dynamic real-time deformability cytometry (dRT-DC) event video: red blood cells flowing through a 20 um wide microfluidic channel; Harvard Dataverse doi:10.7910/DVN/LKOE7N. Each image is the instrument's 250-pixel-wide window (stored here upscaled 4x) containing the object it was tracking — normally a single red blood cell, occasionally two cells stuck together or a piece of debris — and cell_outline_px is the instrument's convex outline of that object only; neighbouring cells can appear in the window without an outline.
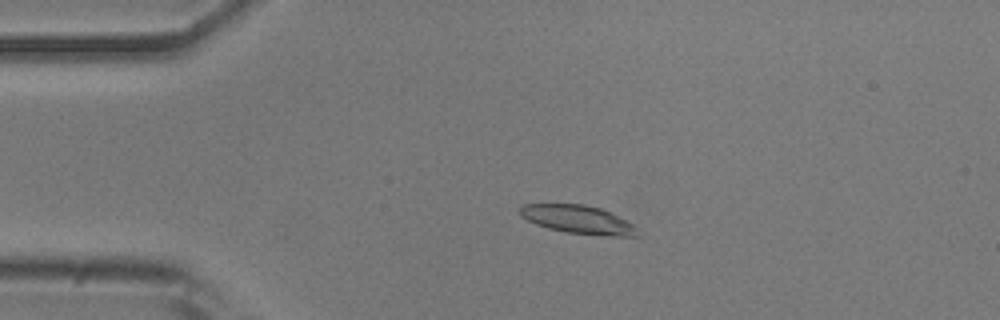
{"species": "common noctule bat (a hibernating species)", "species_latin": "Nyctalus noctula", "temperature_condition": "room temperature", "stored_images_in_passage": 53, "camera_frame_rate_fps": 3000, "um_per_image_px": 0.085, "animal": {"sex": "male", "body_mass_g": 20.5, "forearm_length_mm": 52.5}, "frame": {"image": 1, "passage_image": 11, "time_ms": 3.333, "image_size_px": [1000, 320], "cell_outline_px": [[640, 236], [612, 236], [568, 232], [548, 228], [536, 224], [520, 216], [520, 208], [524, 204], [584, 204], [600, 208], [632, 224], [636, 228]], "centroid_in_image_um": [49.11, 18.65], "position_along_channel_um": 35.9, "area_um2": 19.02}}
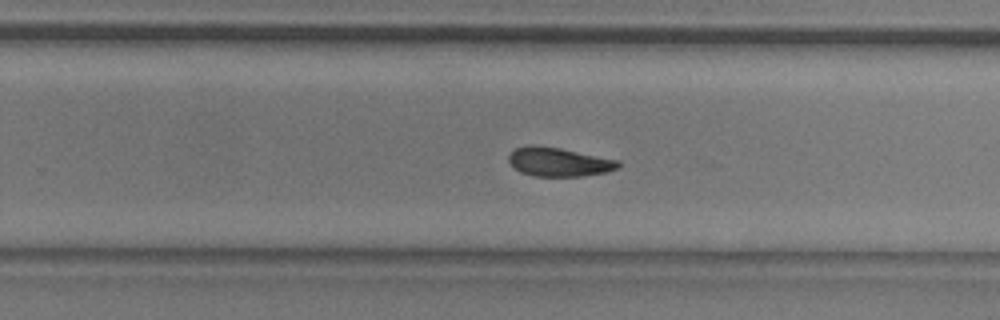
{"frame": {"image": 2, "passage_image": 33, "time_ms": 10.667, "image_size_px": [1000, 320], "cell_outline_px": [[620, 168], [604, 172], [580, 176], [532, 176], [520, 172], [512, 168], [508, 160], [508, 156], [516, 148], [528, 144], [532, 144], [560, 148], [620, 160]], "centroid_in_image_um": [47.47, 13.76], "position_along_channel_um": 282.3, "area_um2": 18.61}}
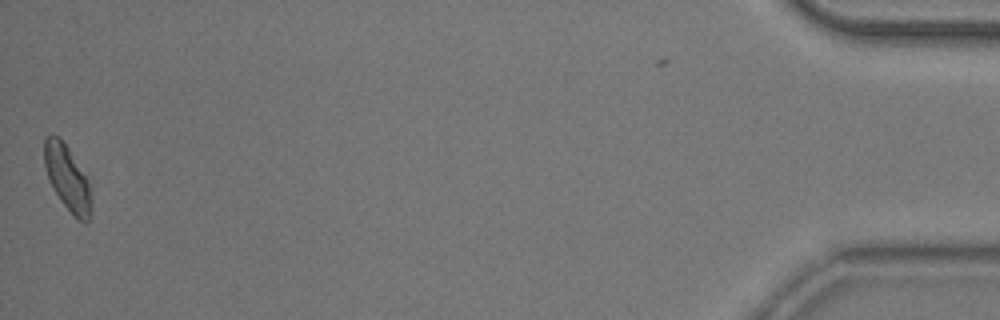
{"frame": {"image": 3, "passage_image": 52, "time_ms": 17.0, "image_size_px": [1000, 320], "cell_outline_px": [[92, 212], [88, 220], [84, 224], [60, 200], [48, 180], [44, 164], [44, 140], [48, 136], [56, 136], [68, 148], [88, 176], [92, 196]], "centroid_in_image_um": [5.77, 15.16], "position_along_channel_um": 429.4, "area_um2": 17.92}, "authors_computed_cell_mechanics": {"area_um2": 19.0162, "velocity_mm_per_s": 3.8332, "shape_relaxation_time_tau1_ms": 4.0753, "shape_relaxation_time_tau2_ms": 3.6699, "deformation_change_tau1": 0.1352, "deformation_change_tau2": 0.1056}}